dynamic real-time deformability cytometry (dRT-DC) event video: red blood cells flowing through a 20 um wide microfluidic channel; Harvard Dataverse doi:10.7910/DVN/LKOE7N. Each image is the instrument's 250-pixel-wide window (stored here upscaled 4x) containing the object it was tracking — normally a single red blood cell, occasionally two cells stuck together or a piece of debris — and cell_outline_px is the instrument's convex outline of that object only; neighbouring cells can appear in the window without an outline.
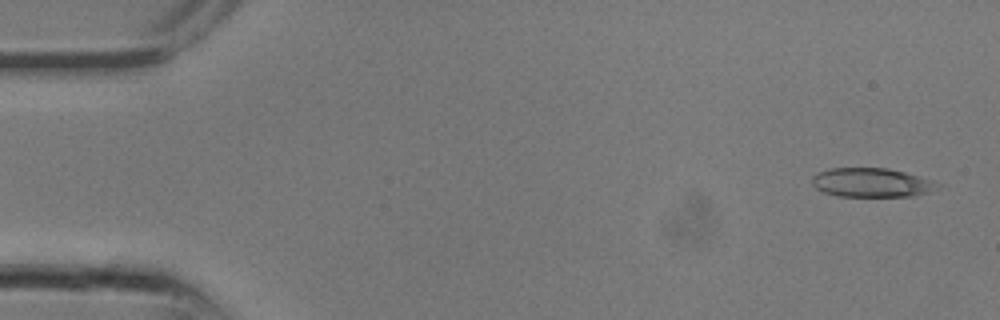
{"species": "common noctule bat (a hibernating species)", "species_latin": "Nyctalus noctula", "temperature_condition": "room temperature", "stored_images_in_passage": 14, "camera_frame_rate_fps": 3000, "um_per_image_px": 0.085, "animal": {"sex": "male", "body_mass_g": 13.3}, "frame": {"image": 1, "passage_image": 1, "time_ms": 0.0, "image_size_px": [1000, 320], "cell_outline_px": [[944, 184], [928, 192], [912, 196], [836, 196], [824, 192], [816, 188], [812, 184], [812, 176], [816, 172], [832, 168], [888, 168], [904, 172], [932, 180]], "centroid_in_image_um": [74.07, 15.52], "position_along_channel_um": 10.9, "area_um2": 21.27}}
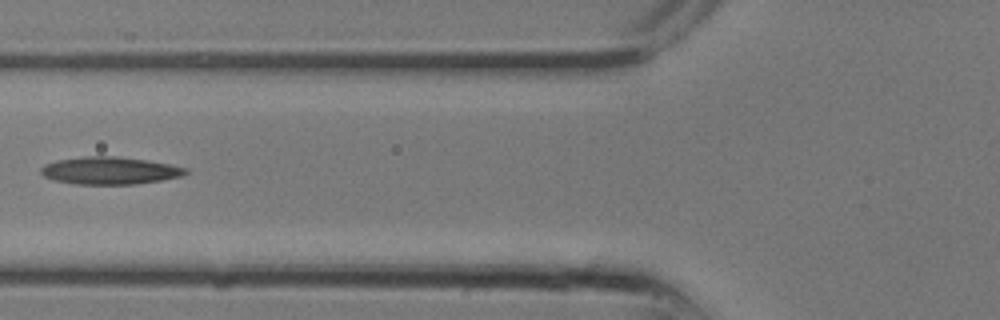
{"frame": {"image": 2, "passage_image": 10, "time_ms": 3.0, "image_size_px": [1000, 320], "cell_outline_px": [[188, 172], [180, 176], [160, 180], [132, 184], [76, 184], [56, 180], [44, 176], [40, 172], [40, 168], [44, 164], [56, 160], [84, 156], [116, 156], [148, 160], [188, 168]], "centroid_in_image_um": [9.3, 14.49], "position_along_channel_um": 116.5, "area_um2": 23.0}}
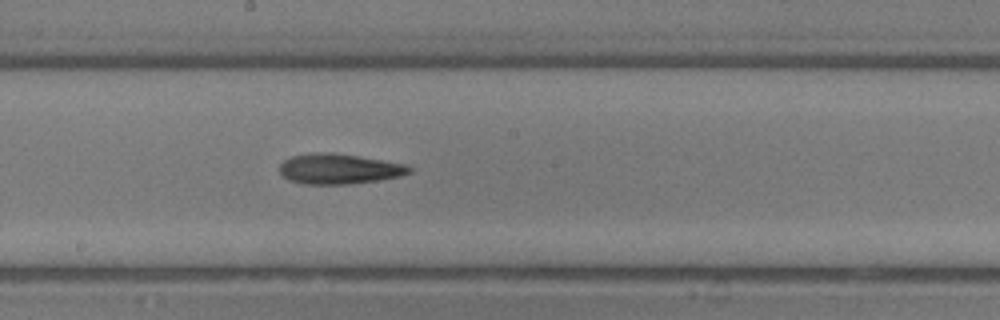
{"frame": {"image": 3, "passage_image": 14, "time_ms": 4.333, "image_size_px": [1000, 320], "cell_outline_px": [[412, 172], [400, 176], [380, 180], [348, 184], [308, 184], [288, 180], [280, 172], [280, 164], [284, 160], [292, 156], [312, 152], [332, 152], [408, 164], [412, 168]], "centroid_in_image_um": [28.84, 14.35], "position_along_channel_um": 219.4, "area_um2": 22.95}}